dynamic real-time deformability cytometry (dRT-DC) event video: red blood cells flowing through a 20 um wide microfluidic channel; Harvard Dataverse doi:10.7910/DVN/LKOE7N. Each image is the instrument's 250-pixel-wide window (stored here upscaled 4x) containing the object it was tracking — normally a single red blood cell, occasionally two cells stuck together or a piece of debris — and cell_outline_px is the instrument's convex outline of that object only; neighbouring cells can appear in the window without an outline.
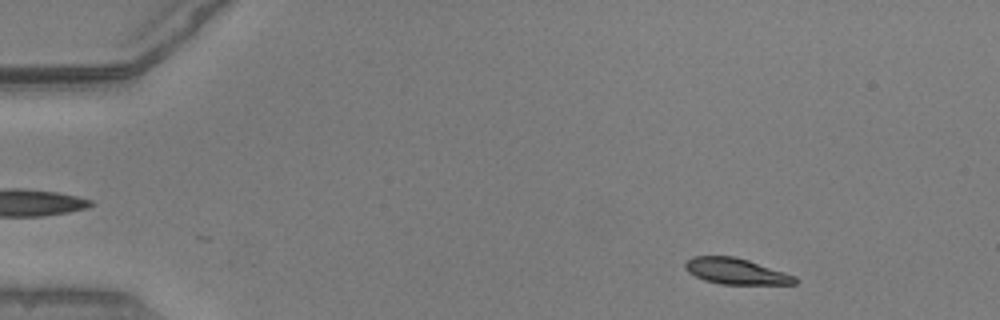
{"species": "common noctule bat (a hibernating species)", "species_latin": "Nyctalus noctula", "temperature_condition": "warm", "stored_images_in_passage": 51, "camera_frame_rate_fps": 3000, "um_per_image_px": 0.085, "animal": {"sex": "male", "body_mass_g": 20.5, "forearm_length_mm": 52.5}, "frame": {"image": 1, "passage_image": 5, "time_ms": 1.333, "image_size_px": [1000, 320], "cell_outline_px": [[796, 284], [720, 284], [704, 280], [688, 272], [684, 268], [684, 264], [692, 256], [736, 256], [796, 276]], "centroid_in_image_um": [62.53, 23.05], "position_along_channel_um": 22.5, "area_um2": 16.53}}
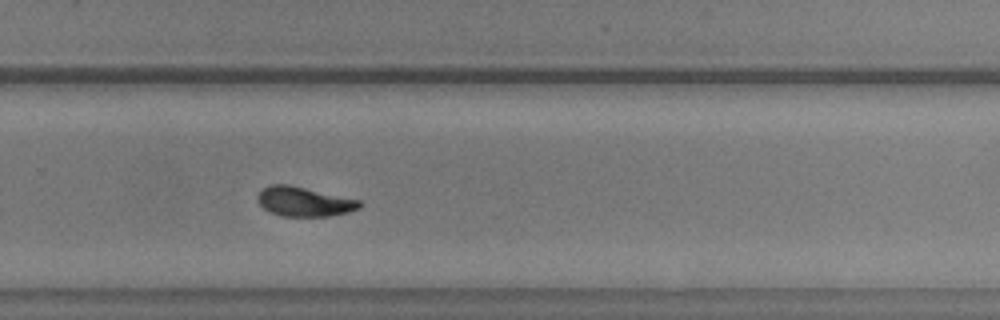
{"frame": {"image": 2, "passage_image": 34, "time_ms": 11.0, "image_size_px": [1000, 320], "cell_outline_px": [[360, 208], [348, 212], [328, 216], [280, 216], [264, 208], [256, 200], [256, 196], [268, 184], [288, 184], [360, 200]], "centroid_in_image_um": [25.82, 17.13], "position_along_channel_um": 304.0, "area_um2": 17.4}}
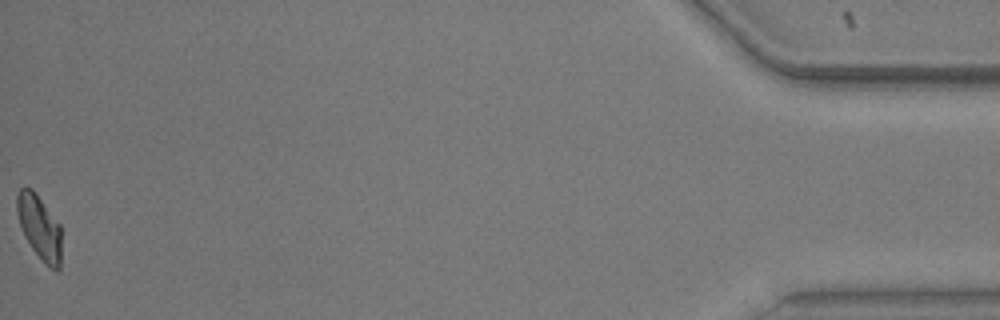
{"frame": {"image": 3, "passage_image": 51, "time_ms": 16.667, "image_size_px": [1000, 320], "cell_outline_px": [[60, 268], [56, 272], [48, 268], [44, 264], [32, 248], [20, 224], [16, 212], [16, 196], [20, 188], [32, 188], [36, 192], [60, 224]], "centroid_in_image_um": [3.36, 19.32], "position_along_channel_um": 431.8, "area_um2": 16.65}, "authors_computed_cell_mechanics": {"area_um2": 17.5134, "velocity_mm_per_s": 3.8816, "shape_relaxation_time_tau1_ms": 2.2174, "shape_relaxation_time_tau2_ms": 7.5159, "deformation_change_tau1": 0.1257, "deformation_change_tau2": 0.0587}}